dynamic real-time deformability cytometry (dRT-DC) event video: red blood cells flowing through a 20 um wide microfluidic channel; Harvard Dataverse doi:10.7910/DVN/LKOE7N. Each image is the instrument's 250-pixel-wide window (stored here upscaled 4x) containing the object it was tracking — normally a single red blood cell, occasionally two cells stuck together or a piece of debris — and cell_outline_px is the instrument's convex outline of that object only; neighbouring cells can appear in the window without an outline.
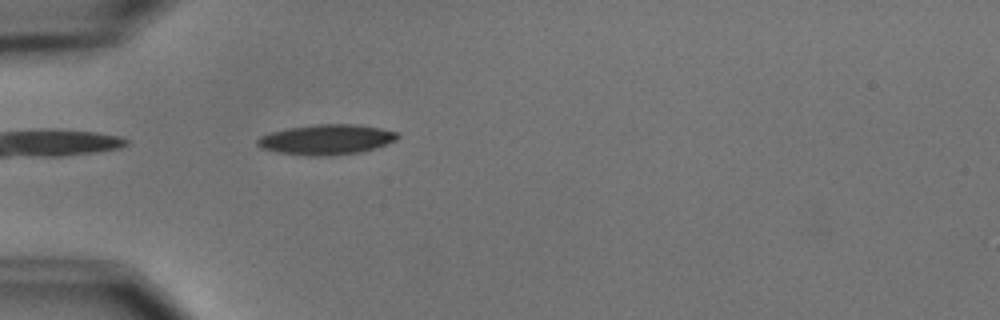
{"species": "common noctule bat (a hibernating species)", "species_latin": "Nyctalus noctula", "temperature_condition": "cold", "stored_images_in_passage": 4, "camera_frame_rate_fps": 3000, "um_per_image_px": 0.085, "animal": {"sex": "male", "body_mass_g": 15.6}, "frame": {"image": 1, "passage_image": 4, "time_ms": 4.333, "image_size_px": [1000, 320], "cell_outline_px": [[400, 136], [396, 140], [388, 144], [360, 152], [328, 156], [308, 156], [280, 152], [260, 148], [256, 144], [256, 140], [260, 136], [272, 132], [288, 128], [316, 124], [356, 124], [380, 128], [400, 132]], "centroid_in_image_um": [27.78, 11.86], "position_along_channel_um": 57.2, "area_um2": 24.74}}